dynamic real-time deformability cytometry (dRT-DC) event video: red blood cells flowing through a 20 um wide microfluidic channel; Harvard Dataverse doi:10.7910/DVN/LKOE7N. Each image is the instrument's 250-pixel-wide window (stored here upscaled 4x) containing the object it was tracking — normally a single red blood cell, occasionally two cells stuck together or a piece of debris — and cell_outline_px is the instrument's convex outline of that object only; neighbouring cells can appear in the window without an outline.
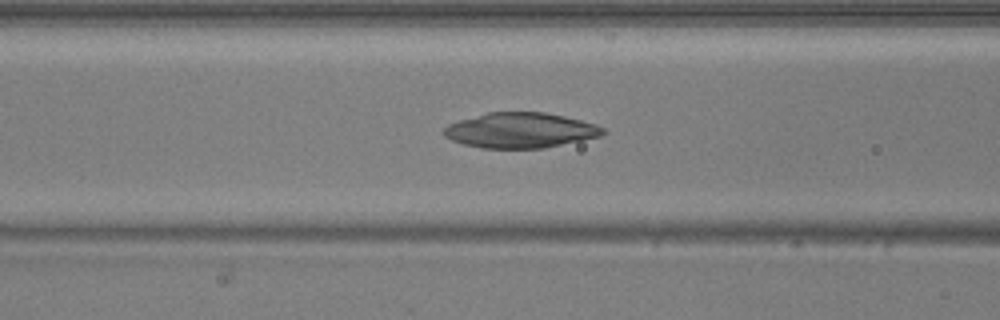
{"species": "common noctule bat (a hibernating species)", "species_latin": "Nyctalus noctula", "temperature_condition": "warm", "stored_images_in_passage": 46, "camera_frame_rate_fps": 3000, "um_per_image_px": 0.085, "animal": {"sex": "male", "body_mass_g": 20.5, "forearm_length_mm": 52.5}, "frame": {"image": 1, "passage_image": 17, "time_ms": 5.333, "image_size_px": [1000, 320], "cell_outline_px": [[608, 132], [600, 136], [544, 148], [480, 148], [464, 144], [452, 140], [444, 136], [444, 128], [448, 124], [460, 120], [488, 112], [544, 112], [564, 116], [596, 124], [604, 128]], "centroid_in_image_um": [44.24, 11.08], "position_along_channel_um": 122.4, "area_um2": 32.54}}
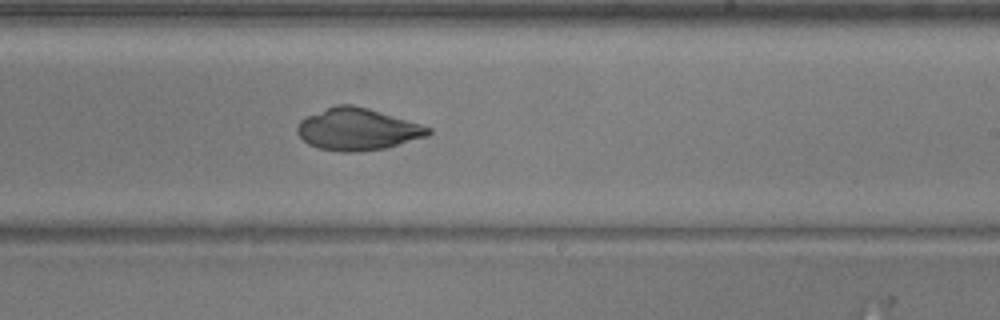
{"frame": {"image": 2, "passage_image": 27, "time_ms": 8.667, "image_size_px": [1000, 320], "cell_outline_px": [[432, 132], [428, 136], [384, 148], [360, 152], [340, 152], [320, 148], [308, 144], [296, 132], [296, 128], [300, 120], [304, 116], [336, 104], [352, 104], [368, 108], [420, 124], [432, 128]], "centroid_in_image_um": [30.36, 10.98], "position_along_channel_um": 258.6, "area_um2": 32.08}}
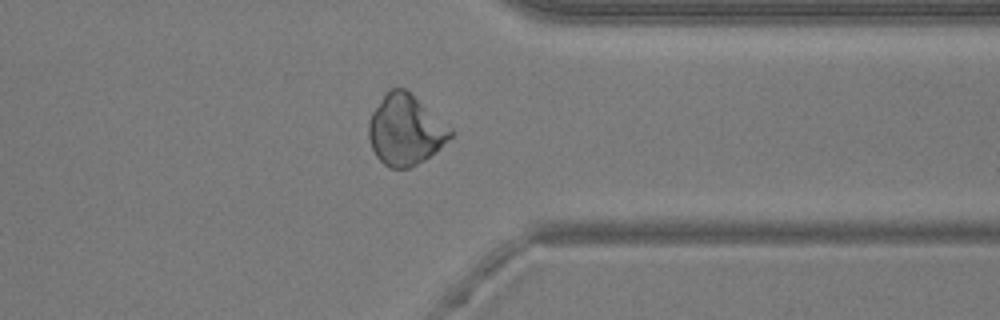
{"frame": {"image": 3, "passage_image": 36, "time_ms": 11.667, "image_size_px": [1000, 320], "cell_outline_px": [[456, 132], [436, 152], [424, 160], [408, 168], [388, 168], [376, 156], [368, 140], [368, 120], [372, 112], [384, 92], [392, 88], [404, 88], [452, 128]], "centroid_in_image_um": [34.44, 11.05], "position_along_channel_um": 377.0, "area_um2": 33.64}}